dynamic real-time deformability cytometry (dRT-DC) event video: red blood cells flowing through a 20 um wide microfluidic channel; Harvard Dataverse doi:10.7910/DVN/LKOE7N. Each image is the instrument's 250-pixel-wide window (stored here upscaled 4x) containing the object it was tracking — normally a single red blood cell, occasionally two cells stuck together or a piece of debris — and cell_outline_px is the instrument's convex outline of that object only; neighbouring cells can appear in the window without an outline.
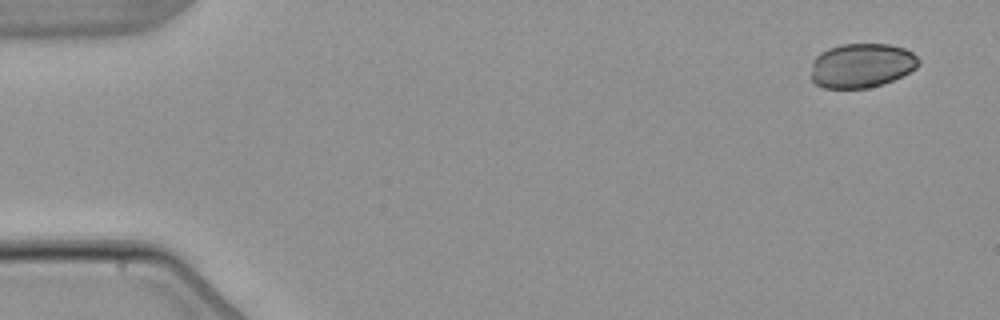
{"species": "common noctule bat (a hibernating species)", "species_latin": "Nyctalus noctula", "temperature_condition": "warm", "stored_images_in_passage": 5, "segment_of_instrument_passage": [1, 2], "camera_frame_rate_fps": 3000, "um_per_image_px": 0.085, "animal": {"sex": "male", "body_mass_g": 21.5, "forearm_length_mm": 52.0}, "frame": {"image": 1, "passage_image": 1, "time_ms": 0.0, "image_size_px": [1000, 320], "cell_outline_px": [[920, 64], [916, 68], [892, 80], [868, 88], [824, 88], [816, 84], [812, 80], [812, 60], [820, 52], [828, 48], [840, 44], [888, 44], [904, 48], [912, 52], [920, 60]], "centroid_in_image_um": [73.22, 5.55], "position_along_channel_um": 11.8, "area_um2": 27.8}}